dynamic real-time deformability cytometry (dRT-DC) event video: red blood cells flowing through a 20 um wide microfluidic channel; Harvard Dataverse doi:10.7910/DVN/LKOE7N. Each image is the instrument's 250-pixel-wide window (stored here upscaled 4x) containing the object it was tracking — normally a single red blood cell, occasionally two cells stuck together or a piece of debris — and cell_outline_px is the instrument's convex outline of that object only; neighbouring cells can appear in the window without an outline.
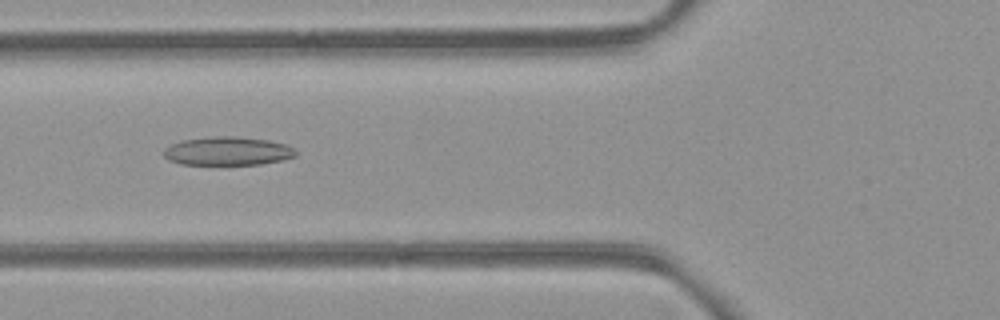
{"species": "common noctule bat (a hibernating species)", "species_latin": "Nyctalus noctula", "temperature_condition": "room temperature", "stored_images_in_passage": 7, "camera_frame_rate_fps": 3000, "um_per_image_px": 0.085, "animal": {"sex": "female", "body_mass_g": 21.9}, "frame": {"image": 1, "passage_image": 5, "time_ms": 5.667, "image_size_px": [1000, 320], "cell_outline_px": [[296, 156], [280, 160], [260, 164], [180, 164], [168, 160], [164, 156], [164, 148], [172, 144], [184, 140], [216, 136], [236, 136], [268, 140], [284, 144], [292, 148], [296, 152]], "centroid_in_image_um": [19.33, 12.84], "position_along_channel_um": 106.5, "area_um2": 21.68}}
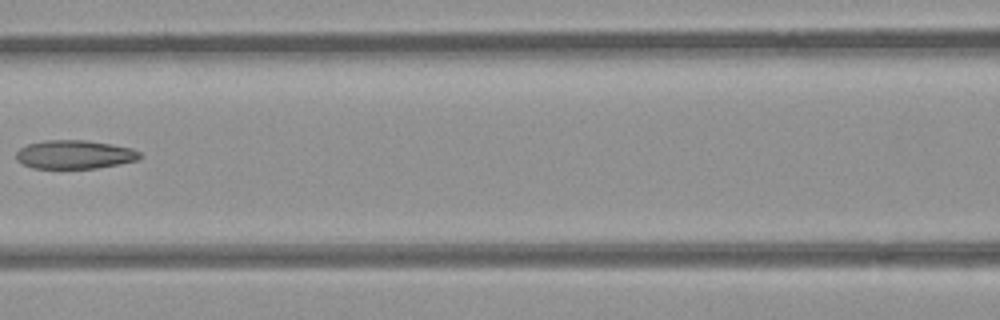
{"frame": {"image": 2, "passage_image": 6, "time_ms": 7.0, "image_size_px": [1000, 320], "cell_outline_px": [[144, 156], [136, 160], [96, 168], [32, 168], [16, 160], [16, 152], [20, 148], [28, 144], [44, 140], [84, 140], [112, 144], [132, 148], [140, 152]], "centroid_in_image_um": [6.33, 13.12], "position_along_channel_um": 160.3, "area_um2": 20.58}}
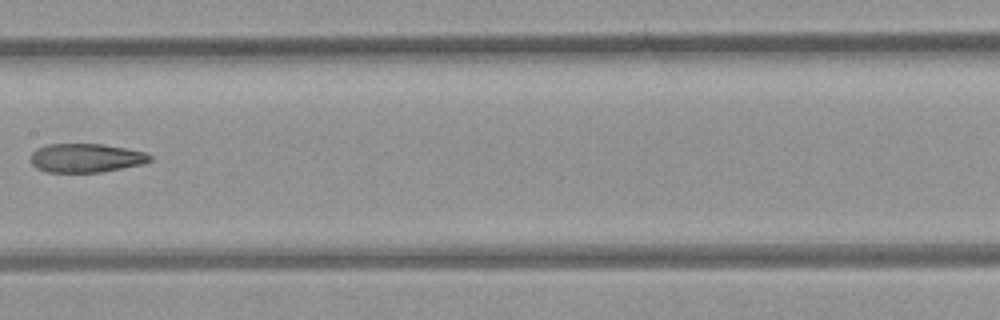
{"frame": {"image": 3, "passage_image": 7, "time_ms": 8.0, "image_size_px": [1000, 320], "cell_outline_px": [[152, 160], [144, 164], [100, 172], [48, 172], [36, 168], [28, 160], [32, 152], [36, 148], [48, 144], [104, 144], [144, 152], [152, 156]], "centroid_in_image_um": [7.27, 13.42], "position_along_channel_um": 200.1, "area_um2": 20.17}}